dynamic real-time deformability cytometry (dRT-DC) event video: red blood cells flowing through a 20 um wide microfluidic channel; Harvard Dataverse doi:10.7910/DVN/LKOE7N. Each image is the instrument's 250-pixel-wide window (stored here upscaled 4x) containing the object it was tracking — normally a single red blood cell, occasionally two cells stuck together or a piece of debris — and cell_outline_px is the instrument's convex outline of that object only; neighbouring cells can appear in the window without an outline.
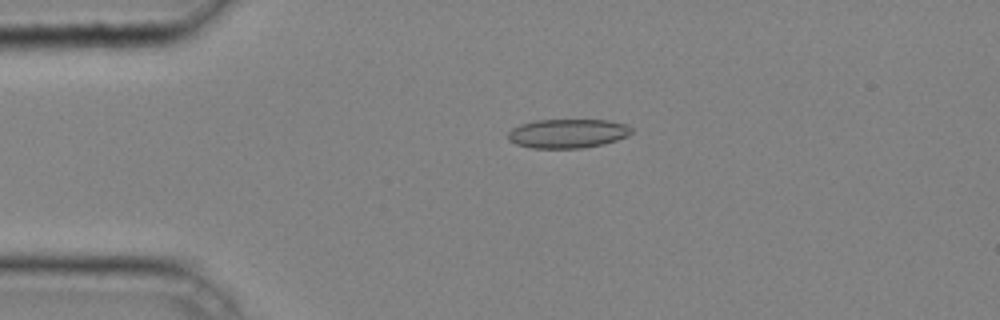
{"species": "common noctule bat (a hibernating species)", "species_latin": "Nyctalus noctula", "temperature_condition": "cold", "stored_images_in_passage": 42, "camera_frame_rate_fps": 3000, "um_per_image_px": 0.085, "animal": {"sex": "male", "body_mass_g": 20.4}, "frame": {"image": 1, "passage_image": 10, "time_ms": 3.0, "image_size_px": [1000, 320], "cell_outline_px": [[632, 132], [628, 136], [604, 144], [580, 148], [532, 148], [516, 144], [508, 140], [508, 132], [512, 128], [520, 124], [536, 120], [608, 120], [628, 124], [632, 128]], "centroid_in_image_um": [48.26, 11.34], "position_along_channel_um": 36.7, "area_um2": 21.04}}
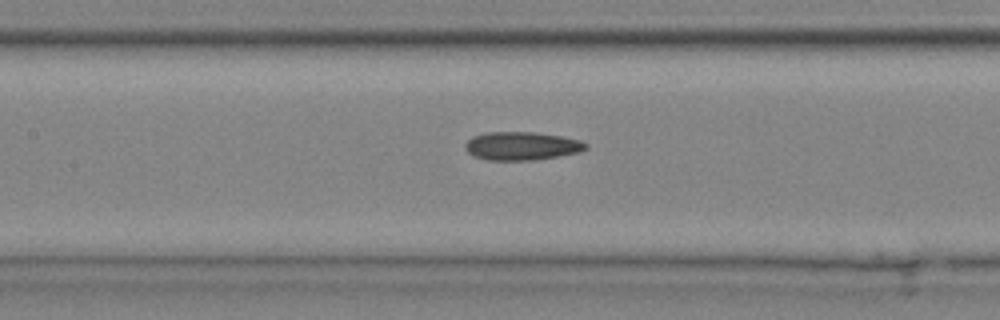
{"frame": {"image": 2, "passage_image": 21, "time_ms": 6.667, "image_size_px": [1000, 320], "cell_outline_px": [[588, 148], [580, 152], [560, 156], [532, 160], [488, 160], [472, 156], [464, 148], [464, 144], [472, 136], [484, 132], [532, 132], [560, 136], [580, 140], [588, 144]], "centroid_in_image_um": [44.32, 12.41], "position_along_channel_um": 163.1, "area_um2": 20.06}}
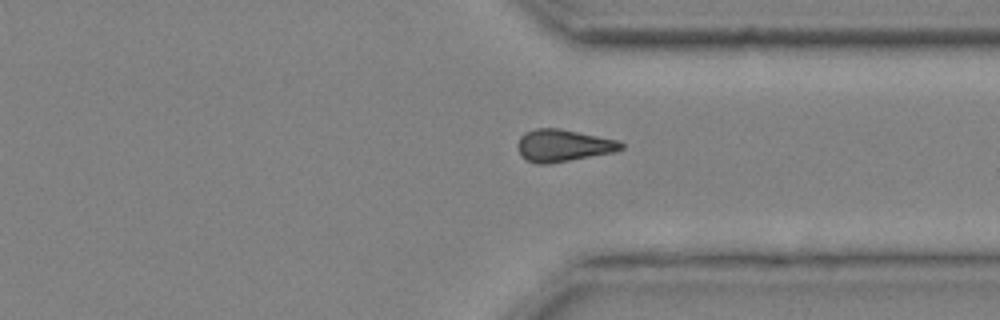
{"frame": {"image": 3, "passage_image": 35, "time_ms": 11.333, "image_size_px": [1000, 320], "cell_outline_px": [[624, 148], [616, 152], [548, 164], [536, 164], [524, 160], [520, 156], [516, 144], [520, 136], [524, 132], [536, 128], [560, 128], [620, 140], [624, 144]], "centroid_in_image_um": [47.86, 12.37], "position_along_channel_um": 363.5, "area_um2": 19.88}, "authors_computed_cell_mechanics": {"area_um2": 19.9699, "velocity_mm_per_s": 4.2868, "shape_relaxation_time_tau1_ms": null, "shape_relaxation_time_tau2_ms": 3.4207, "deformation_change_tau1": null, "deformation_change_tau2": 0.1004}}